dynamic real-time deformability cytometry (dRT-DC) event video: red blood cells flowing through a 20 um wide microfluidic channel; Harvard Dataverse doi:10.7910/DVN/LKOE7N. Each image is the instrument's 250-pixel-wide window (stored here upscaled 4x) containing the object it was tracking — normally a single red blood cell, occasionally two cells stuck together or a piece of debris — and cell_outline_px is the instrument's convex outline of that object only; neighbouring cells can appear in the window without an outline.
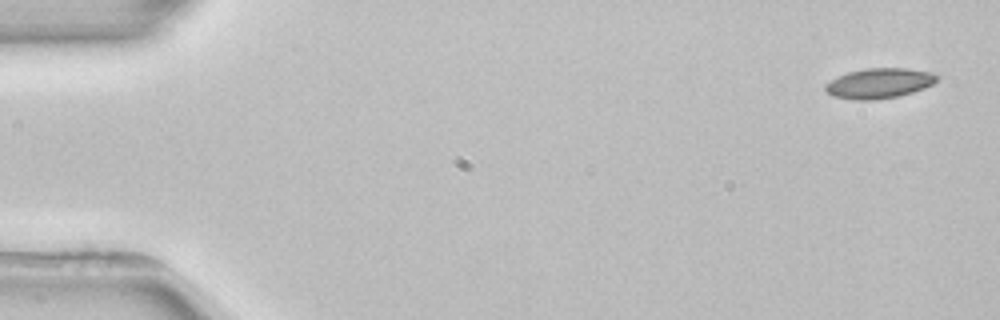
{"species": "common noctule bat (a hibernating species)", "species_latin": "Nyctalus noctula", "temperature_condition": "room temperature", "stored_images_in_passage": 4, "camera_frame_rate_fps": 3000, "um_per_image_px": 0.085, "animal": {"sex": "female", "body_mass_g": 22.7, "forearm_length_mm": 54.2}, "frame": {"image": 1, "passage_image": 1, "time_ms": 0.0, "image_size_px": [1000, 320], "cell_outline_px": [[940, 76], [932, 84], [924, 88], [912, 92], [896, 96], [876, 100], [852, 100], [832, 96], [824, 92], [824, 84], [836, 76], [848, 72], [864, 68], [908, 68], [932, 72]], "centroid_in_image_um": [74.67, 7.07], "position_along_channel_um": 10.3, "area_um2": 19.88}}
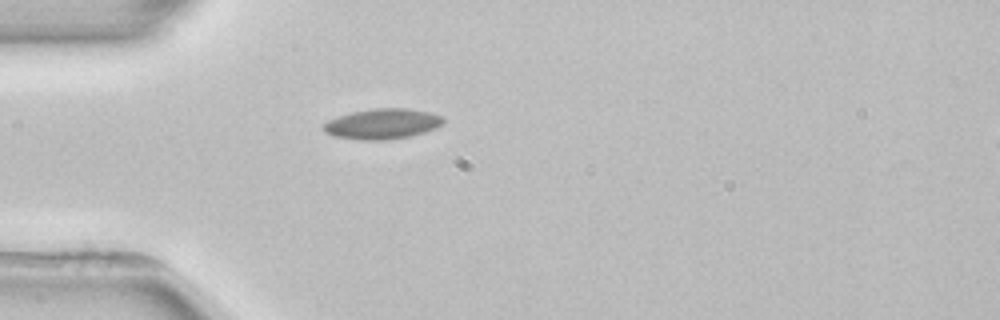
{"frame": {"image": 2, "passage_image": 4, "time_ms": 4.333, "image_size_px": [1000, 320], "cell_outline_px": [[444, 124], [436, 128], [412, 136], [388, 140], [360, 140], [332, 136], [324, 132], [324, 124], [328, 120], [352, 112], [376, 108], [408, 108], [428, 112], [440, 116], [444, 120]], "centroid_in_image_um": [32.51, 10.54], "position_along_channel_um": 52.5, "area_um2": 21.21}}